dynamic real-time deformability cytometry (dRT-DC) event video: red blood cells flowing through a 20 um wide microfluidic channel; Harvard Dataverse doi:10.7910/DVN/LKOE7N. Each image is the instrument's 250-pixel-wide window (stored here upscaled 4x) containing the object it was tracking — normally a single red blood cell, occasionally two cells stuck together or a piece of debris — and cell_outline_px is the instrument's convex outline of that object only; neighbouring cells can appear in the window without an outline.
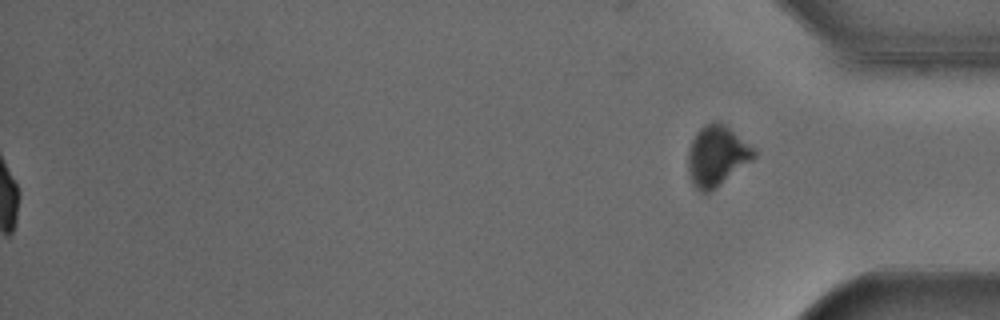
{"species": "Egyptian fruit bat (a non-hibernating species)", "species_latin": "Rousettus aegyptiacus", "temperature_condition": "cold", "stored_images_in_passage": 54, "segment_of_instrument_passage": [2, 2], "camera_frame_rate_fps": 3000, "um_per_image_px": 0.085, "animal": {"sex": "male"}, "frame": {"image": 1, "passage_image": 54, "time_ms": 17.667, "image_size_px": [1000, 320], "cell_outline_px": [[756, 156], [752, 160], [716, 188], [708, 192], [700, 192], [692, 184], [688, 176], [688, 148], [696, 132], [704, 124], [716, 120], [724, 124], [752, 148], [756, 152]], "centroid_in_image_um": [60.88, 13.26], "position_along_channel_um": 374.3, "area_um2": 23.0}}